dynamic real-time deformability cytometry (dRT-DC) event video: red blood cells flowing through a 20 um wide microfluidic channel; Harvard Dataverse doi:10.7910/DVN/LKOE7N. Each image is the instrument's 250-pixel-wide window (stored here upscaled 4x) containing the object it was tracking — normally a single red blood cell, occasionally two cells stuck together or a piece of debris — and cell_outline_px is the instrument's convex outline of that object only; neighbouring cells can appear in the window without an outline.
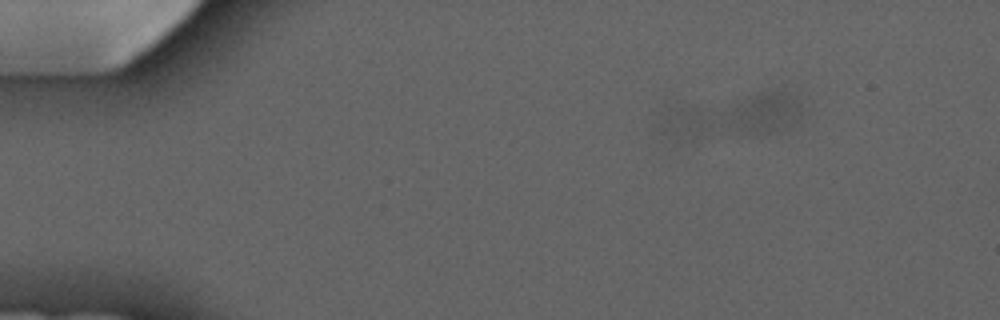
{"species": "common noctule bat (a hibernating species)", "species_latin": "Nyctalus noctula", "temperature_condition": "cold", "stored_images_in_passage": 5, "camera_frame_rate_fps": 3000, "um_per_image_px": 0.085, "animal": {"sex": "male", "forearm_length_mm": 52.5}, "frame": {"image": 1, "passage_image": 2, "time_ms": 1.333, "image_size_px": [1000, 320], "cell_outline_px": [[712, 128], [692, 140], [676, 140], [664, 132], [652, 120], [660, 112], [684, 104], [696, 108], [704, 112]], "centroid_in_image_um": [58.05, 10.41], "position_along_channel_um": 26.9, "area_um2": 10.35}}
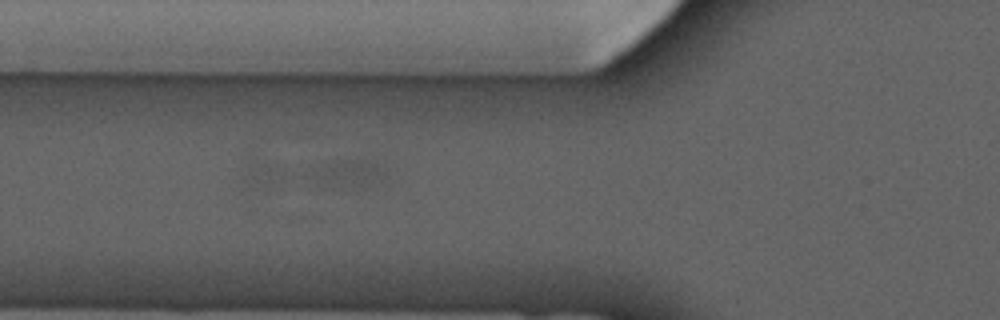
{"frame": {"image": 2, "passage_image": 5, "time_ms": 5.667, "image_size_px": [1000, 320], "cell_outline_px": [[388, 176], [364, 188], [332, 188], [304, 176], [332, 160], [360, 160], [376, 164]], "centroid_in_image_um": [29.55, 14.8], "position_along_channel_um": 96.3, "area_um2": 12.02}}